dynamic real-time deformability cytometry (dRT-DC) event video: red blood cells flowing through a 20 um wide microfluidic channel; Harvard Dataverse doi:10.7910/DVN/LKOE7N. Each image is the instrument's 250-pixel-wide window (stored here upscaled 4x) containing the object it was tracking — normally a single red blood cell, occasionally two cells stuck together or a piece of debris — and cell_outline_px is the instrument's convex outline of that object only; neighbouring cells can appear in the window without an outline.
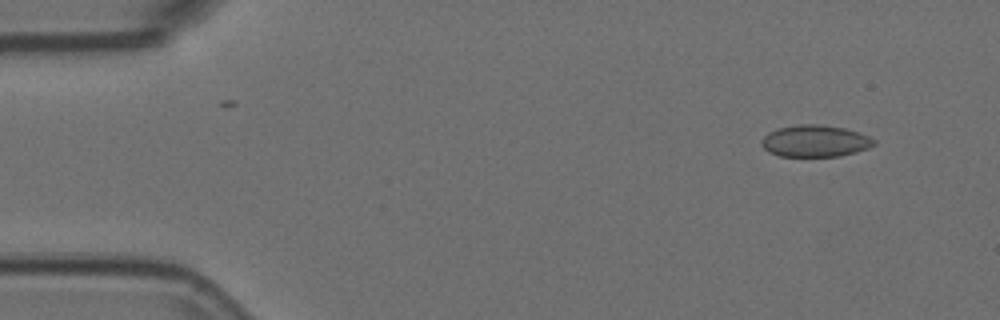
{"species": "Egyptian fruit bat (a non-hibernating species)", "species_latin": "Rousettus aegyptiacus", "temperature_condition": "room temperature", "stored_images_in_passage": 14, "camera_frame_rate_fps": 3000, "um_per_image_px": 0.085, "animal": {"sex": "female"}, "frame": {"image": 1, "passage_image": 1, "time_ms": 0.0, "image_size_px": [1000, 320], "cell_outline_px": [[876, 144], [868, 148], [856, 152], [840, 156], [780, 156], [768, 152], [760, 144], [760, 140], [768, 132], [780, 128], [796, 124], [820, 124], [844, 128], [860, 132], [876, 140]], "centroid_in_image_um": [69.28, 11.98], "position_along_channel_um": 15.7, "area_um2": 20.98}}
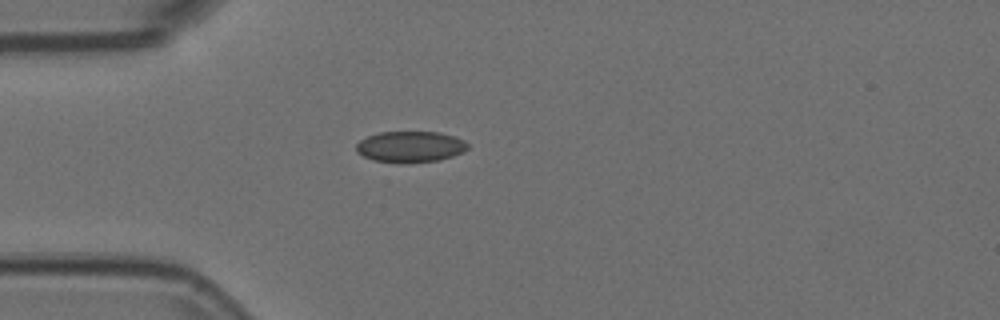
{"frame": {"image": 2, "passage_image": 11, "time_ms": 3.333, "image_size_px": [1000, 320], "cell_outline_px": [[468, 148], [464, 152], [452, 156], [436, 160], [400, 164], [372, 160], [356, 152], [356, 144], [360, 140], [368, 136], [380, 132], [440, 132], [456, 136], [464, 140], [468, 144]], "centroid_in_image_um": [34.87, 12.48], "position_along_channel_um": 50.1, "area_um2": 20.4}}